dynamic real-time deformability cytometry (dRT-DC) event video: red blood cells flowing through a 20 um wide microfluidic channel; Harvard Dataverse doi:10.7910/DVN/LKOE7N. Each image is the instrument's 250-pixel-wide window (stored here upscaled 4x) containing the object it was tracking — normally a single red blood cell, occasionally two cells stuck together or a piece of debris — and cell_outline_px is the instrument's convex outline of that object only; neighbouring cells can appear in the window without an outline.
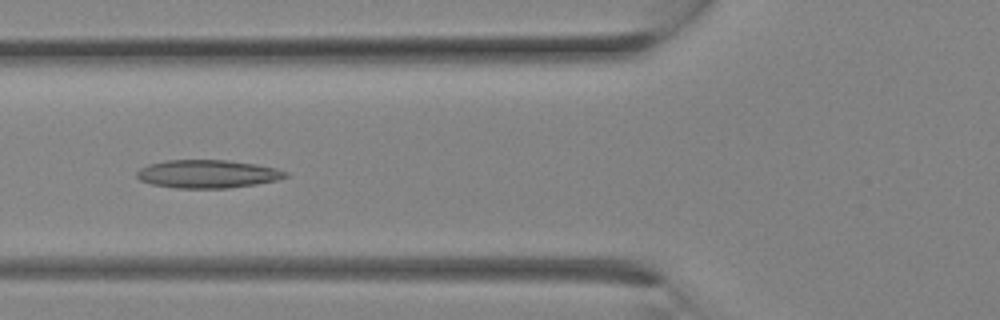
{"species": "Egyptian fruit bat (a non-hibernating species)", "species_latin": "Rousettus aegyptiacus", "temperature_condition": "room temperature", "stored_images_in_passage": 27, "camera_frame_rate_fps": 3000, "um_per_image_px": 0.085, "animal": {"sex": "female"}, "frame": {"image": 1, "passage_image": 10, "time_ms": 3.0, "image_size_px": [1000, 320], "cell_outline_px": [[288, 176], [276, 180], [256, 184], [228, 188], [176, 188], [152, 184], [140, 180], [136, 176], [136, 172], [140, 168], [148, 164], [168, 160], [228, 160], [256, 164], [276, 168], [288, 172]], "centroid_in_image_um": [17.64, 14.78], "position_along_channel_um": 108.2, "area_um2": 24.39}}
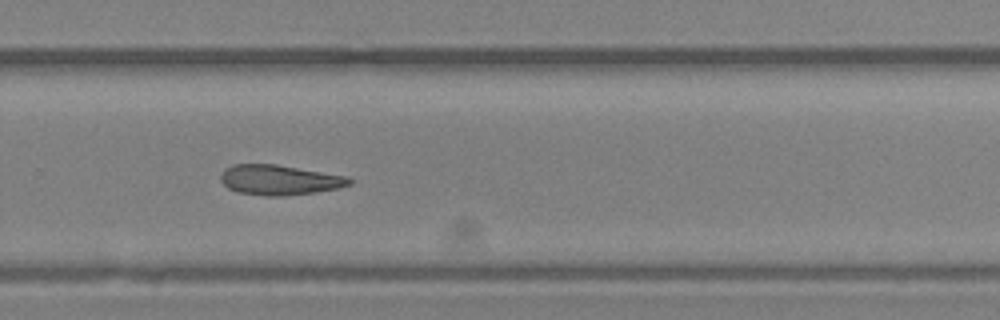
{"frame": {"image": 2, "passage_image": 18, "time_ms": 5.667, "image_size_px": [1000, 320], "cell_outline_px": [[352, 184], [340, 188], [316, 192], [284, 196], [268, 196], [240, 192], [228, 188], [220, 180], [220, 176], [224, 168], [232, 164], [276, 164], [348, 176], [352, 180]], "centroid_in_image_um": [23.77, 15.29], "position_along_channel_um": 306.0, "area_um2": 22.66}}
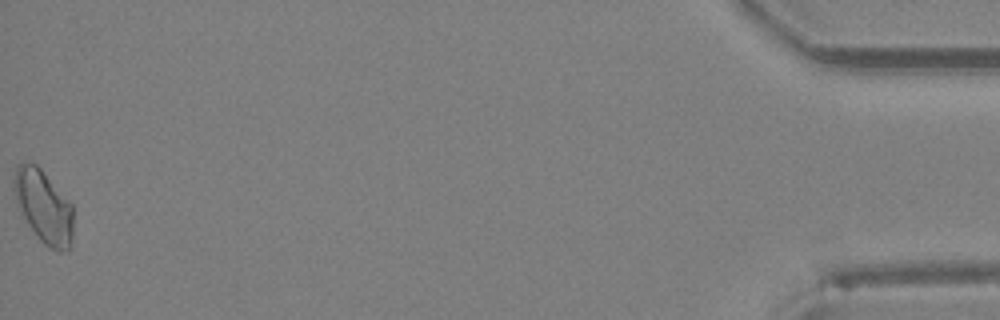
{"frame": {"image": 3, "passage_image": 27, "time_ms": 8.667, "image_size_px": [1000, 320], "cell_outline_px": [[72, 244], [68, 248], [60, 252], [48, 248], [40, 240], [28, 224], [20, 212], [12, 188], [12, 180], [16, 164], [24, 160], [36, 164], [40, 168], [72, 204]], "centroid_in_image_um": [3.67, 17.52], "position_along_channel_um": 431.5, "area_um2": 25.43}}